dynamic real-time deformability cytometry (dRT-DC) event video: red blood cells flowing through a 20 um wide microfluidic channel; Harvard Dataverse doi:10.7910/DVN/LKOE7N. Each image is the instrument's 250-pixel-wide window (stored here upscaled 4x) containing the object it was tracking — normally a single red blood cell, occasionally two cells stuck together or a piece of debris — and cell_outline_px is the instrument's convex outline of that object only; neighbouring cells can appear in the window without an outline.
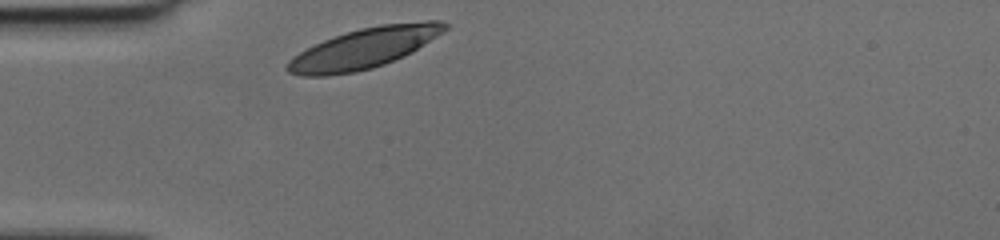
{"species": "human", "species_latin": "Homo sapiens", "temperature_condition": "cold", "stored_images_in_passage": 27, "camera_frame_rate_fps": 3000, "um_per_image_px": 0.085, "donor": {"sex": "female"}, "frame": {"image": 1, "passage_image": 1, "time_ms": 0.0, "image_size_px": [1000, 240], "cell_outline_px": [[448, 28], [444, 32], [412, 52], [404, 56], [384, 64], [372, 68], [356, 72], [328, 76], [300, 76], [288, 72], [284, 68], [284, 64], [292, 56], [324, 40], [360, 28], [380, 24], [424, 20], [440, 20], [448, 24]], "centroid_in_image_um": [30.95, 4.1], "position_along_channel_um": 54.0, "area_um2": 37.22}}
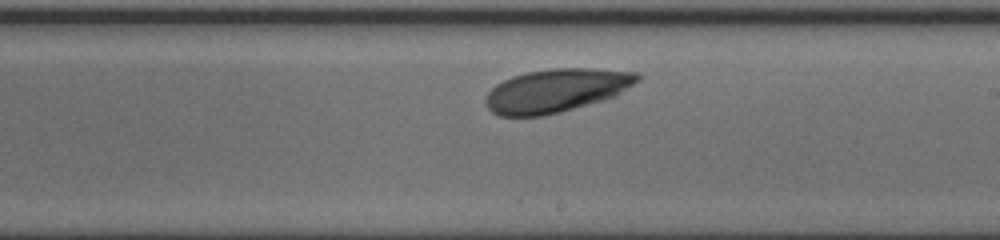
{"frame": {"image": 2, "passage_image": 16, "time_ms": 5.0, "image_size_px": [1000, 240], "cell_outline_px": [[640, 80], [616, 96], [560, 112], [544, 116], [500, 116], [492, 112], [484, 104], [484, 96], [496, 84], [512, 76], [528, 72], [552, 68], [588, 68], [640, 72]], "centroid_in_image_um": [47.27, 7.69], "position_along_channel_um": 241.7, "area_um2": 38.49}}
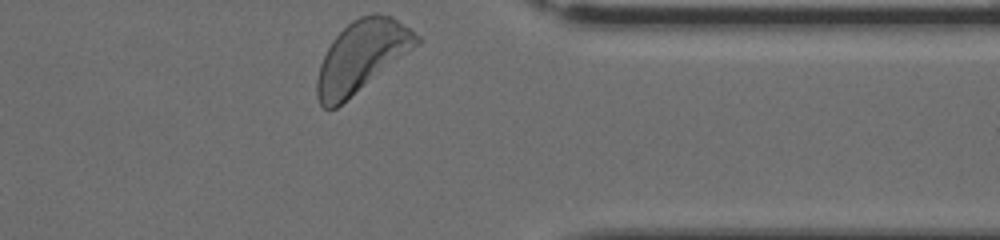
{"frame": {"image": 3, "passage_image": 27, "time_ms": 8.667, "image_size_px": [1000, 240], "cell_outline_px": [[424, 40], [420, 44], [336, 108], [324, 108], [320, 104], [316, 96], [316, 80], [320, 64], [332, 40], [352, 20], [360, 16], [376, 12], [380, 12], [392, 16], [420, 36]], "centroid_in_image_um": [30.76, 4.77], "position_along_channel_um": 380.6, "area_um2": 41.15}}